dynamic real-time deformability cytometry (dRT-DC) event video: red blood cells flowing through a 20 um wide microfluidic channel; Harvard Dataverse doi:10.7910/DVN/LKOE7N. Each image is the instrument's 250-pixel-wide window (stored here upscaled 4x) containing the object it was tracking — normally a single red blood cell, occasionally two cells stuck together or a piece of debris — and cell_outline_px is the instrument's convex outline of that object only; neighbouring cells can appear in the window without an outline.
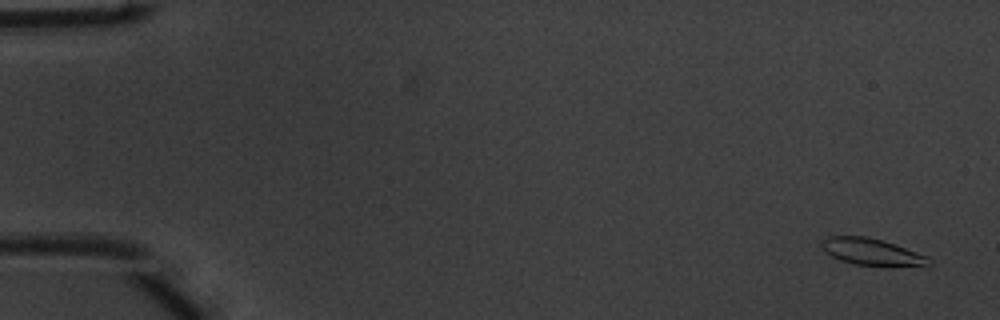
{"species": "common noctule bat (a hibernating species)", "species_latin": "Nyctalus noctula", "temperature_condition": "warm", "stored_images_in_passage": 52, "camera_frame_rate_fps": 3000, "um_per_image_px": 0.085, "animal": {"sex": "male", "body_mass_g": 20.1, "forearm_length_mm": 53.5}, "frame": {"image": 1, "passage_image": 3, "time_ms": 0.667, "image_size_px": [1000, 320], "cell_outline_px": [[932, 264], [856, 264], [840, 260], [824, 252], [820, 244], [828, 236], [868, 236], [884, 240], [928, 256], [932, 260]], "centroid_in_image_um": [74.03, 21.36], "position_along_channel_um": 11.0, "area_um2": 16.13}}
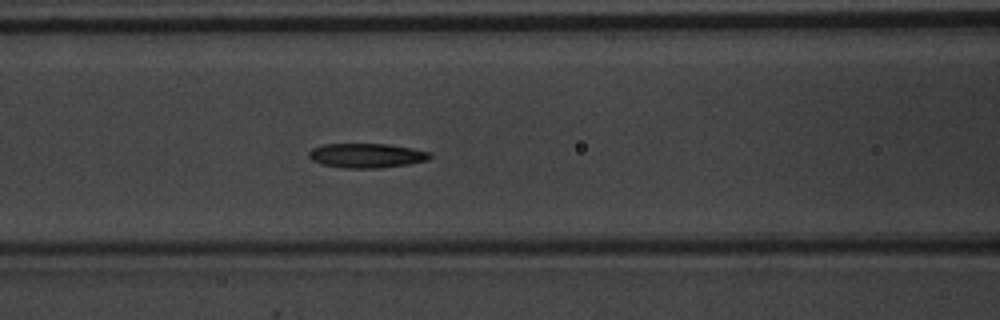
{"frame": {"image": 2, "passage_image": 23, "time_ms": 7.333, "image_size_px": [1000, 320], "cell_outline_px": [[432, 156], [428, 160], [408, 164], [380, 168], [344, 168], [324, 164], [312, 160], [308, 156], [308, 152], [312, 148], [324, 144], [388, 144], [412, 148], [428, 152]], "centroid_in_image_um": [31.15, 13.22], "position_along_channel_um": 135.4, "area_um2": 17.17}}
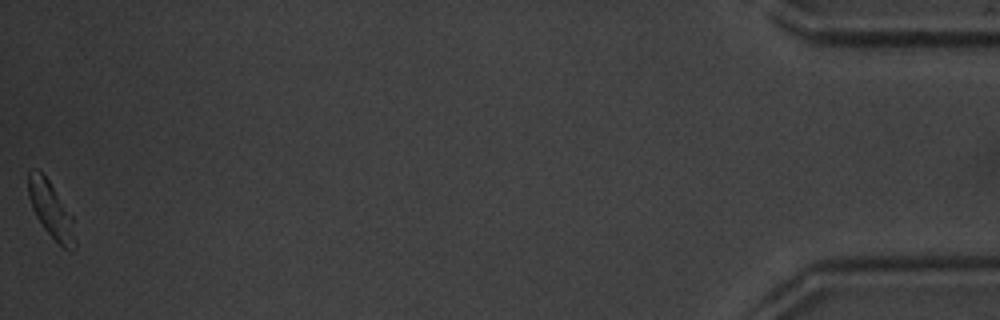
{"frame": {"image": 3, "passage_image": 52, "time_ms": 17.0, "image_size_px": [1000, 320], "cell_outline_px": [[76, 248], [64, 248], [44, 228], [36, 216], [32, 208], [28, 196], [28, 172], [36, 168], [48, 180], [72, 216], [76, 244]], "centroid_in_image_um": [4.31, 17.83], "position_along_channel_um": 430.9, "area_um2": 14.8}, "authors_computed_cell_mechanics": {"area_um2": 17.1088, "velocity_mm_per_s": 4.0151, "shape_relaxation_time_tau1_ms": 3.1492, "shape_relaxation_time_tau2_ms": 10.4907, "deformation_change_tau1": 0.0996, "deformation_change_tau2": 0.1955}}